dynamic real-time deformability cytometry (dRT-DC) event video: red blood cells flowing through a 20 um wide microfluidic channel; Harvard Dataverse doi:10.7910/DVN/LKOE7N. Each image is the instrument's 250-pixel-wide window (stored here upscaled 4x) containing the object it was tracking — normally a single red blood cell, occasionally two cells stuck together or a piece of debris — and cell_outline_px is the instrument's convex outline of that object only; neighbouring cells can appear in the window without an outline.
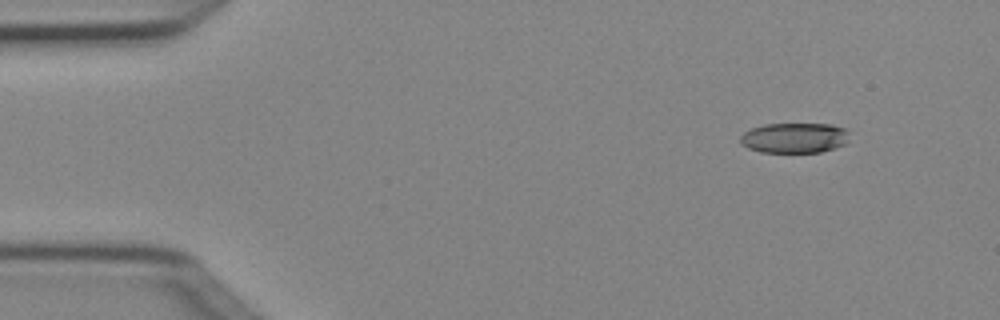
{"species": "Egyptian fruit bat (a non-hibernating species)", "species_latin": "Rousettus aegyptiacus", "temperature_condition": "cold", "stored_images_in_passage": 5, "camera_frame_rate_fps": 3000, "um_per_image_px": 0.085, "animal": {"sex": "female"}, "frame": {"image": 1, "passage_image": 2, "time_ms": 0.333, "image_size_px": [1000, 320], "cell_outline_px": [[848, 140], [844, 144], [820, 152], [760, 152], [748, 148], [740, 140], [740, 136], [744, 132], [752, 128], [764, 124], [832, 124], [844, 128], [848, 132]], "centroid_in_image_um": [67.52, 11.71], "position_along_channel_um": 17.5, "area_um2": 19.07}}
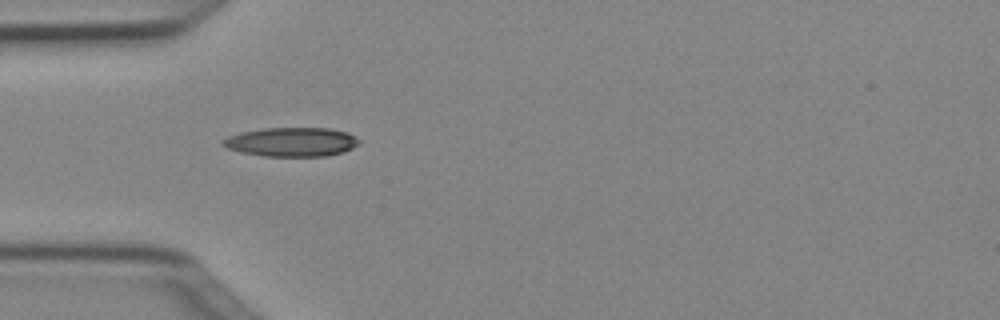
{"frame": {"image": 2, "passage_image": 5, "time_ms": 1.333, "image_size_px": [1000, 320], "cell_outline_px": [[360, 144], [344, 152], [328, 156], [264, 156], [240, 152], [228, 148], [220, 144], [220, 140], [228, 136], [240, 132], [264, 128], [328, 128], [348, 132], [356, 136], [360, 140]], "centroid_in_image_um": [24.79, 12.06], "position_along_channel_um": 60.2, "area_um2": 23.35}}